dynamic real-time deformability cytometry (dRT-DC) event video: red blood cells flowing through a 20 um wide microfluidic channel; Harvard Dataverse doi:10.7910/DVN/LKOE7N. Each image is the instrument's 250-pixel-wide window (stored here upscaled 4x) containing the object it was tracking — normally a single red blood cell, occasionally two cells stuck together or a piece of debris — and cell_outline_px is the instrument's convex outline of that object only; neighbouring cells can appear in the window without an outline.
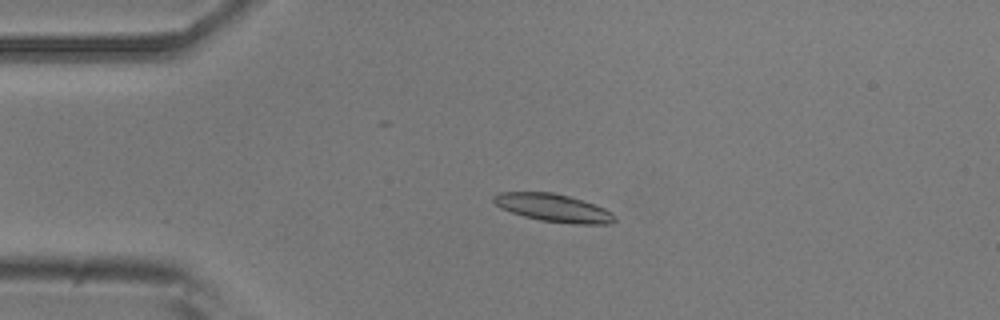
{"species": "common noctule bat (a hibernating species)", "species_latin": "Nyctalus noctula", "temperature_condition": "room temperature", "stored_images_in_passage": 42, "camera_frame_rate_fps": 3000, "um_per_image_px": 0.085, "animal": {"sex": "male", "body_mass_g": 20.5, "forearm_length_mm": 52.5}, "frame": {"image": 1, "passage_image": 2, "time_ms": 0.333, "image_size_px": [1000, 320], "cell_outline_px": [[616, 220], [612, 224], [576, 224], [540, 220], [524, 216], [500, 208], [492, 200], [492, 196], [500, 192], [552, 192], [568, 196], [604, 208], [612, 212], [616, 216]], "centroid_in_image_um": [47.04, 17.67], "position_along_channel_um": 38.0, "area_um2": 19.54}}
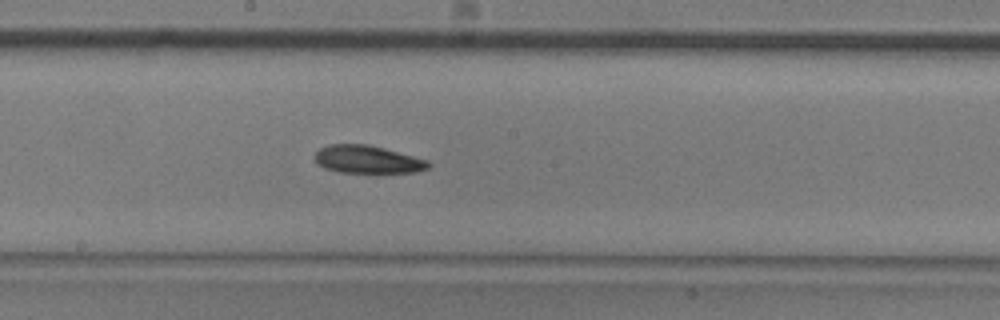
{"frame": {"image": 2, "passage_image": 18, "time_ms": 5.667, "image_size_px": [1000, 320], "cell_outline_px": [[432, 164], [428, 168], [412, 172], [340, 172], [324, 168], [316, 164], [312, 156], [320, 148], [328, 144], [368, 144], [384, 148], [428, 160]], "centroid_in_image_um": [31.18, 13.54], "position_along_channel_um": 217.0, "area_um2": 18.44}}
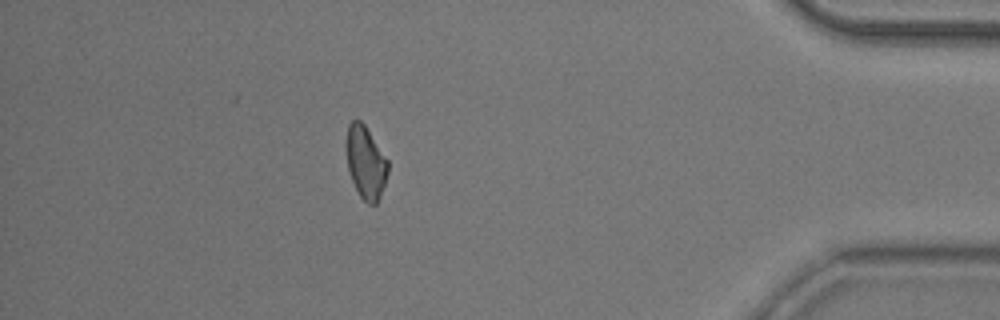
{"frame": {"image": 3, "passage_image": 36, "time_ms": 11.667, "image_size_px": [1000, 320], "cell_outline_px": [[388, 172], [380, 196], [376, 204], [368, 204], [360, 196], [352, 180], [348, 168], [348, 124], [352, 120], [360, 120], [364, 124], [388, 160]], "centroid_in_image_um": [31.11, 13.82], "position_along_channel_um": 404.1, "area_um2": 17.05}, "authors_computed_cell_mechanics": {"area_um2": 18.6694, "velocity_mm_per_s": 3.8887, "shape_relaxation_time_tau1_ms": null, "shape_relaxation_time_tau2_ms": 10.1041, "deformation_change_tau1": null, "deformation_change_tau2": 0.2177}}